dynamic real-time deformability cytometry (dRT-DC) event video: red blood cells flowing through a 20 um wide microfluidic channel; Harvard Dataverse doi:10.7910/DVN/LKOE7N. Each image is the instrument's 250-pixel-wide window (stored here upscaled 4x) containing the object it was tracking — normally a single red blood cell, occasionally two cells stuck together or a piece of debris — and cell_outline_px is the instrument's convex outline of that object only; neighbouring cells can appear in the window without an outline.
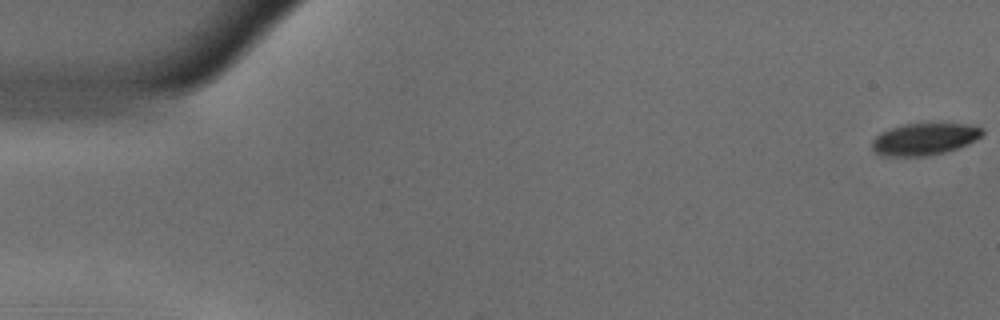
{"species": "common noctule bat (a hibernating species)", "species_latin": "Nyctalus noctula", "temperature_condition": "warm", "stored_images_in_passage": 49, "camera_frame_rate_fps": 3000, "um_per_image_px": 0.085, "animal": {"sex": "male", "body_mass_g": 18.8}, "frame": {"image": 1, "passage_image": 1, "time_ms": 0.0, "image_size_px": [1000, 320], "cell_outline_px": [[984, 132], [980, 136], [968, 144], [944, 152], [924, 156], [884, 156], [876, 152], [872, 148], [872, 140], [876, 136], [892, 128], [904, 124], [972, 124], [984, 128]], "centroid_in_image_um": [78.6, 11.82], "position_along_channel_um": 6.4, "area_um2": 20.23}}
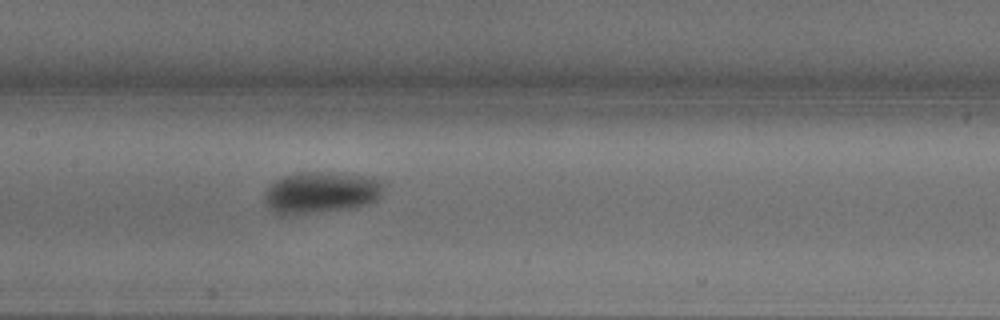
{"frame": {"image": 2, "passage_image": 27, "time_ms": 8.667, "image_size_px": [1000, 320], "cell_outline_px": [[384, 188], [380, 196], [376, 200], [368, 204], [356, 208], [284, 216], [276, 216], [268, 208], [264, 200], [264, 196], [268, 188], [276, 180], [284, 176], [304, 172], [316, 172], [360, 176], [384, 180]], "centroid_in_image_um": [27.26, 16.41], "position_along_channel_um": 180.1, "area_um2": 29.02}}
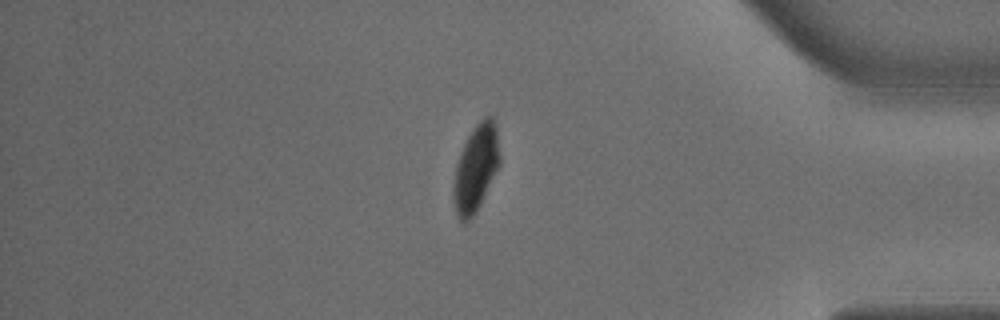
{"frame": {"image": 3, "passage_image": 47, "time_ms": 15.333, "image_size_px": [1000, 320], "cell_outline_px": [[500, 164], [476, 212], [464, 224], [456, 216], [452, 200], [452, 192], [456, 164], [460, 152], [472, 128], [484, 116], [492, 116], [496, 124], [500, 156]], "centroid_in_image_um": [40.43, 14.3], "position_along_channel_um": 394.8, "area_um2": 23.58}, "authors_computed_cell_mechanics": {"area_um2": 26.1834, "velocity_mm_per_s": 3.6571, "shape_relaxation_time_tau1_ms": 2.8633, "shape_relaxation_time_tau2_ms": 6.7169, "deformation_change_tau1": 0.1234, "deformation_change_tau2": 0.0723}}